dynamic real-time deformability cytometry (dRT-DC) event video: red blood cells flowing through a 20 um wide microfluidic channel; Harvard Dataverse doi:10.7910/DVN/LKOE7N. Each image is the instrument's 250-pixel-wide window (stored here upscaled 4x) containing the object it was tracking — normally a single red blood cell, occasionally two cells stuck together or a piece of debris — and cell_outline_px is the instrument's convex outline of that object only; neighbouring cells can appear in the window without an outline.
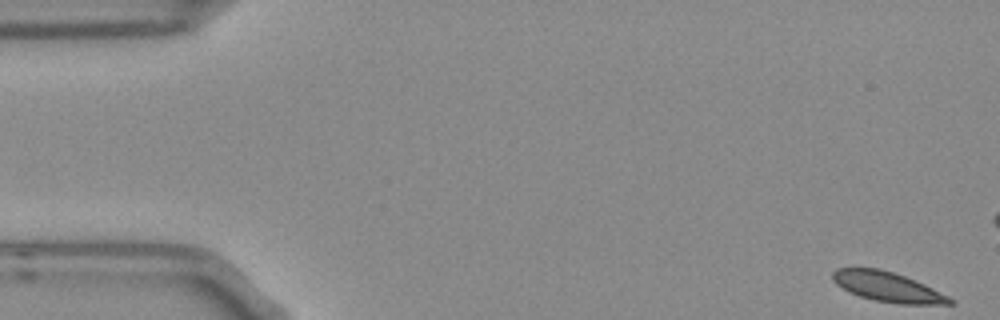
{"species": "Egyptian fruit bat (a non-hibernating species)", "species_latin": "Rousettus aegyptiacus", "temperature_condition": "room temperature", "stored_images_in_passage": 15, "camera_frame_rate_fps": 3000, "um_per_image_px": 0.085, "frame": {"image": 1, "passage_image": 1, "time_ms": 0.0, "image_size_px": [1000, 320], "cell_outline_px": [[956, 304], [900, 304], [876, 300], [860, 296], [848, 292], [836, 284], [832, 280], [832, 272], [836, 268], [880, 268], [904, 276], [924, 284], [956, 300]], "centroid_in_image_um": [75.44, 24.38], "position_along_channel_um": 9.6, "area_um2": 20.29}}